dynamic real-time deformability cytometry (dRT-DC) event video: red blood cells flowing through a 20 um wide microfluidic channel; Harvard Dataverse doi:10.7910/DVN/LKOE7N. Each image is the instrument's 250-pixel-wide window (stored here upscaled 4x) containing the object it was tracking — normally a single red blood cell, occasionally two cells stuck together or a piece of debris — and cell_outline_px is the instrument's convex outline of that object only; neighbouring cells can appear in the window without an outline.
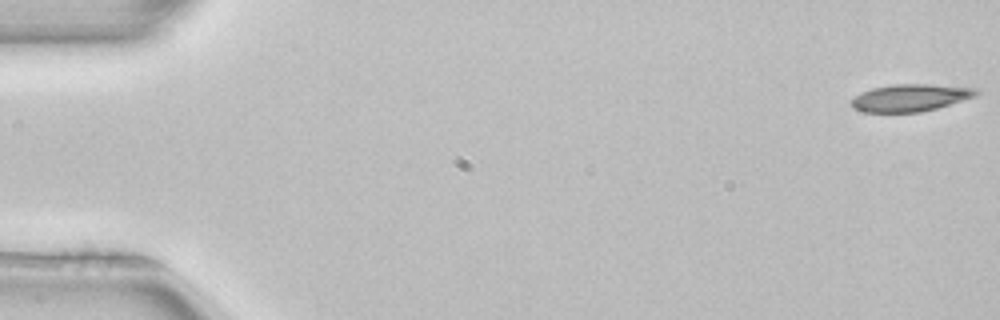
{"species": "common noctule bat (a hibernating species)", "species_latin": "Nyctalus noctula", "temperature_condition": "room temperature", "stored_images_in_passage": 52, "camera_frame_rate_fps": 3000, "um_per_image_px": 0.085, "animal": {"sex": "female", "body_mass_g": 22.7, "forearm_length_mm": 54.2}, "frame": {"image": 1, "passage_image": 1, "time_ms": 0.0, "image_size_px": [1000, 320], "cell_outline_px": [[980, 92], [976, 96], [936, 108], [920, 112], [864, 112], [852, 108], [852, 100], [860, 92], [872, 88], [892, 84], [928, 84], [980, 88]], "centroid_in_image_um": [77.4, 8.3], "position_along_channel_um": 7.6, "area_um2": 19.83}}
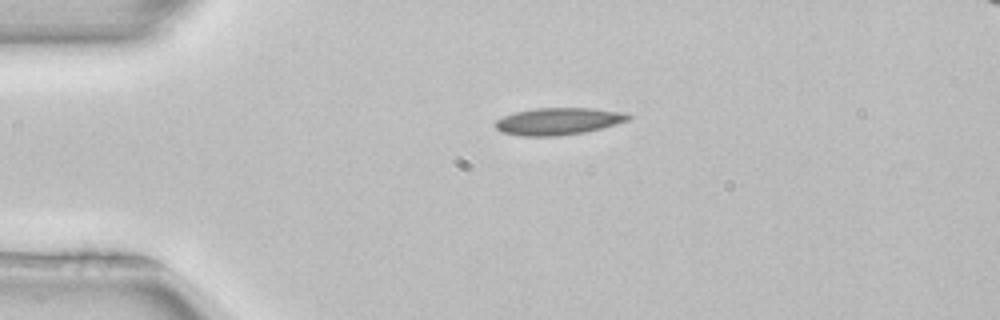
{"frame": {"image": 2, "passage_image": 12, "time_ms": 3.667, "image_size_px": [1000, 320], "cell_outline_px": [[632, 116], [628, 120], [600, 128], [584, 132], [560, 136], [524, 136], [500, 132], [492, 124], [496, 120], [504, 116], [516, 112], [536, 108], [592, 108], [620, 112]], "centroid_in_image_um": [47.39, 10.31], "position_along_channel_um": 37.6, "area_um2": 20.81}}
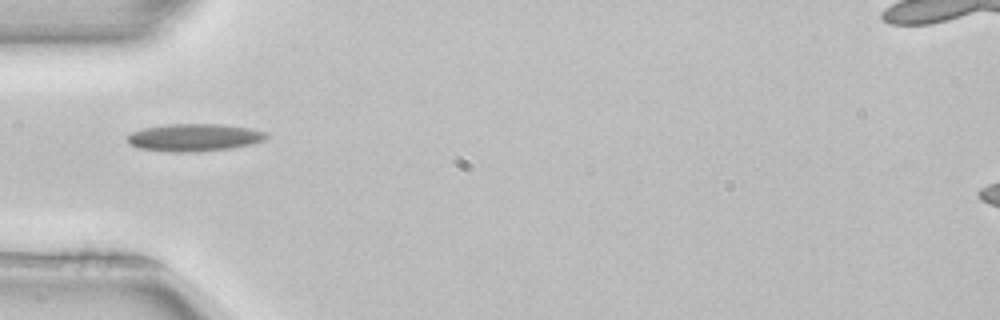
{"frame": {"image": 3, "passage_image": 17, "time_ms": 5.333, "image_size_px": [1000, 320], "cell_outline_px": [[268, 136], [264, 140], [252, 144], [232, 148], [192, 152], [172, 152], [140, 148], [132, 144], [128, 140], [128, 136], [132, 132], [144, 128], [168, 124], [220, 124], [248, 128], [268, 132]], "centroid_in_image_um": [16.56, 11.68], "position_along_channel_um": 68.4, "area_um2": 22.08}, "authors_computed_cell_mechanics": {"area_um2": 19.3341, "velocity_mm_per_s": 3.9593, "shape_relaxation_time_tau1_ms": null, "shape_relaxation_time_tau2_ms": 5.0197, "deformation_change_tau1": null, "deformation_change_tau2": 0.1582}}